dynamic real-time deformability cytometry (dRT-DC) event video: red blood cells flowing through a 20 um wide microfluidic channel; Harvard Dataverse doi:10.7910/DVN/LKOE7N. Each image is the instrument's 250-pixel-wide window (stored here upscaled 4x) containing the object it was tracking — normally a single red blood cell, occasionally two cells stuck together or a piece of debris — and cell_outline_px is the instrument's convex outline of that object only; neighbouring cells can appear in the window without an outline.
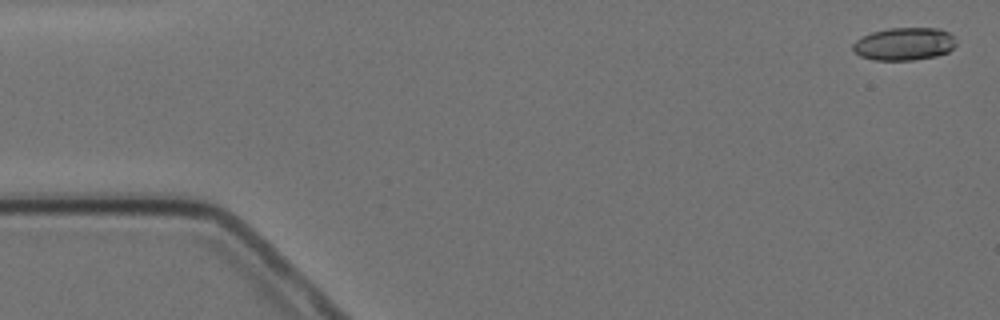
{"species": "Egyptian fruit bat (a non-hibernating species)", "species_latin": "Rousettus aegyptiacus", "temperature_condition": "cold", "stored_images_in_passage": 5, "camera_frame_rate_fps": 3000, "um_per_image_px": 0.085, "animal": {"sex": "female"}, "frame": {"image": 1, "passage_image": 1, "time_ms": 0.0, "image_size_px": [1000, 320], "cell_outline_px": [[956, 44], [948, 52], [936, 56], [912, 60], [876, 60], [860, 56], [852, 48], [852, 44], [856, 40], [872, 32], [888, 28], [940, 28], [948, 32], [952, 36]], "centroid_in_image_um": [76.86, 3.73], "position_along_channel_um": 8.1, "area_um2": 19.59}}
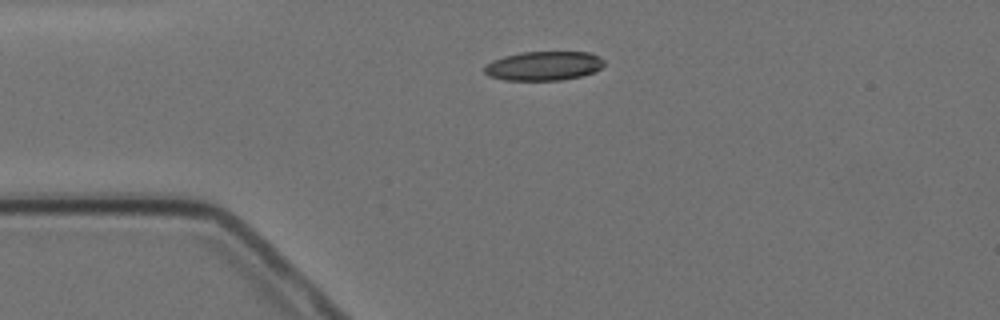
{"frame": {"image": 2, "passage_image": 4, "time_ms": 3.667, "image_size_px": [1000, 320], "cell_outline_px": [[604, 64], [596, 72], [580, 76], [560, 80], [504, 80], [488, 76], [484, 72], [484, 68], [492, 60], [504, 56], [520, 52], [588, 52], [600, 56], [604, 60]], "centroid_in_image_um": [46.22, 5.6], "position_along_channel_um": 38.8, "area_um2": 20.4}}